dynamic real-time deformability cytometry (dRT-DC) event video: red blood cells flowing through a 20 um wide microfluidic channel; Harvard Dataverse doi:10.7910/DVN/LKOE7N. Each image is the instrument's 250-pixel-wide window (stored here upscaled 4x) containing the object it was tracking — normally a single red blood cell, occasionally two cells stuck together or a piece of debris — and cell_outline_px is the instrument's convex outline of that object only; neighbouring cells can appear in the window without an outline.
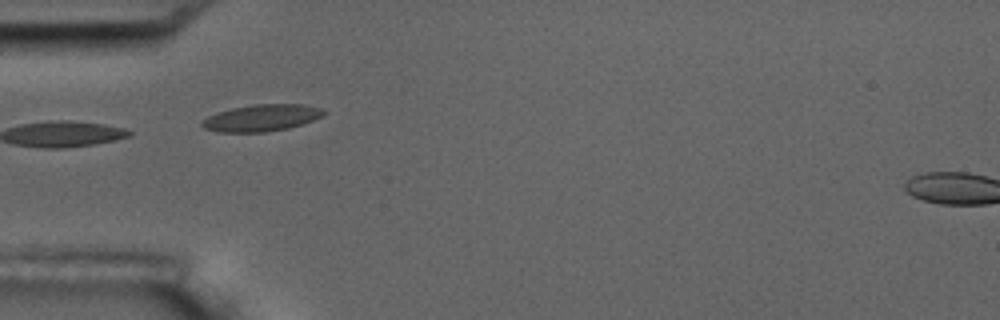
{"species": "common noctule bat (a hibernating species)", "species_latin": "Nyctalus noctula", "temperature_condition": "room temperature", "stored_images_in_passage": 10, "camera_frame_rate_fps": 3000, "um_per_image_px": 0.085, "animal": {"sex": "male", "body_mass_g": 17.5, "forearm_length_mm": 52.3}, "frame": {"image": 1, "passage_image": 2, "time_ms": 1.0, "image_size_px": [1000, 320], "cell_outline_px": [[328, 112], [312, 120], [288, 128], [264, 132], [220, 132], [204, 128], [200, 124], [208, 116], [216, 112], [232, 108], [256, 104], [304, 104], [320, 108]], "centroid_in_image_um": [22.22, 10.01], "position_along_channel_um": 62.8, "area_um2": 18.79}}
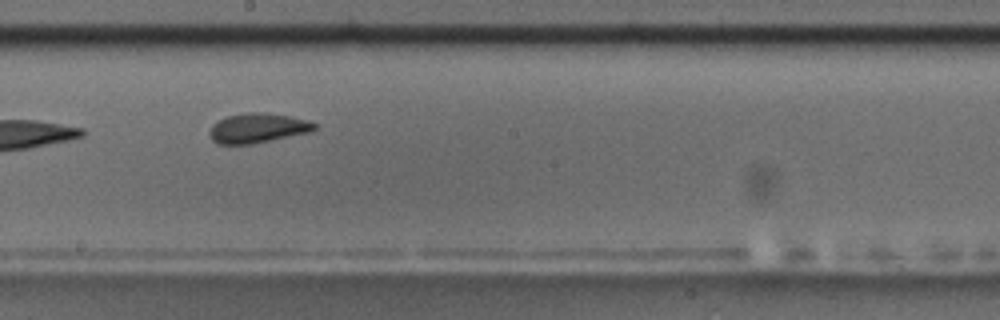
{"frame": {"image": 2, "passage_image": 6, "time_ms": 5.667, "image_size_px": [1000, 320], "cell_outline_px": [[316, 128], [308, 132], [272, 140], [252, 144], [220, 144], [212, 140], [208, 132], [212, 124], [228, 116], [244, 112], [268, 112], [292, 116], [308, 120], [316, 124]], "centroid_in_image_um": [21.89, 10.87], "position_along_channel_um": 226.3, "area_um2": 18.21}}
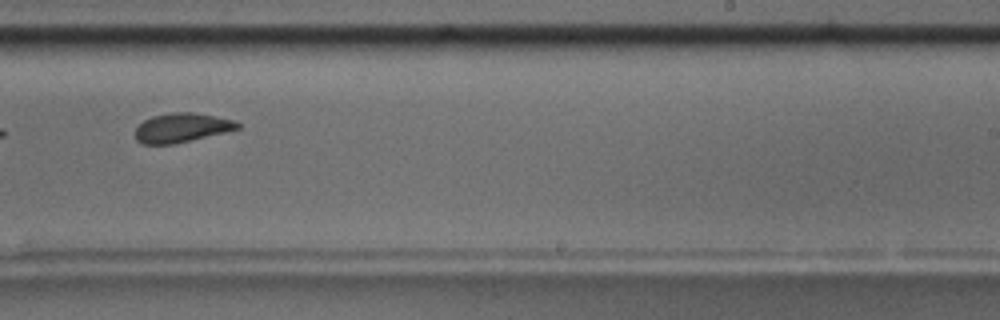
{"frame": {"image": 3, "passage_image": 7, "time_ms": 7.0, "image_size_px": [1000, 320], "cell_outline_px": [[240, 128], [224, 132], [172, 144], [144, 144], [136, 140], [136, 128], [144, 120], [152, 116], [172, 112], [192, 112], [216, 116], [232, 120], [240, 124]], "centroid_in_image_um": [15.42, 10.84], "position_along_channel_um": 273.6, "area_um2": 17.11}, "authors_computed_cell_mechanics": {"area_um2": 17.5712, "velocity_mm_per_s": 3.5507, "shape_relaxation_time_tau1_ms": 2.133, "shape_relaxation_time_tau2_ms": 2.3816, "deformation_change_tau1": 0.0887, "deformation_change_tau2": 0.0691}}